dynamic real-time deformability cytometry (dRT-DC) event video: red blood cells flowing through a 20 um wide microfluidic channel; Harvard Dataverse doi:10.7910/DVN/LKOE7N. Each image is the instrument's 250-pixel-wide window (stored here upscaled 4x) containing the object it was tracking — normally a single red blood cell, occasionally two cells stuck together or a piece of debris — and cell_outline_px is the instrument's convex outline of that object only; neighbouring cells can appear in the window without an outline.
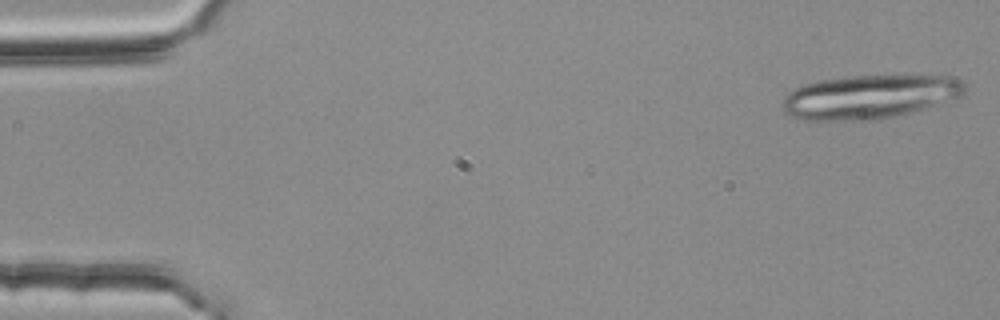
{"species": "common noctule bat (a hibernating species)", "species_latin": "Nyctalus noctula", "temperature_condition": "room temperature", "stored_images_in_passage": 24, "camera_frame_rate_fps": 3000, "um_per_image_px": 0.085, "animal": {"sex": "female", "body_mass_g": 25.1}, "frame": {"image": 1, "passage_image": 1, "time_ms": 0.0, "image_size_px": [1000, 320], "cell_outline_px": [[964, 92], [960, 96], [904, 116], [876, 120], [804, 120], [788, 116], [784, 112], [780, 104], [784, 96], [788, 92], [804, 84], [820, 80], [852, 76], [956, 76], [964, 84]], "centroid_in_image_um": [73.87, 8.25], "position_along_channel_um": 11.1, "area_um2": 46.93}}